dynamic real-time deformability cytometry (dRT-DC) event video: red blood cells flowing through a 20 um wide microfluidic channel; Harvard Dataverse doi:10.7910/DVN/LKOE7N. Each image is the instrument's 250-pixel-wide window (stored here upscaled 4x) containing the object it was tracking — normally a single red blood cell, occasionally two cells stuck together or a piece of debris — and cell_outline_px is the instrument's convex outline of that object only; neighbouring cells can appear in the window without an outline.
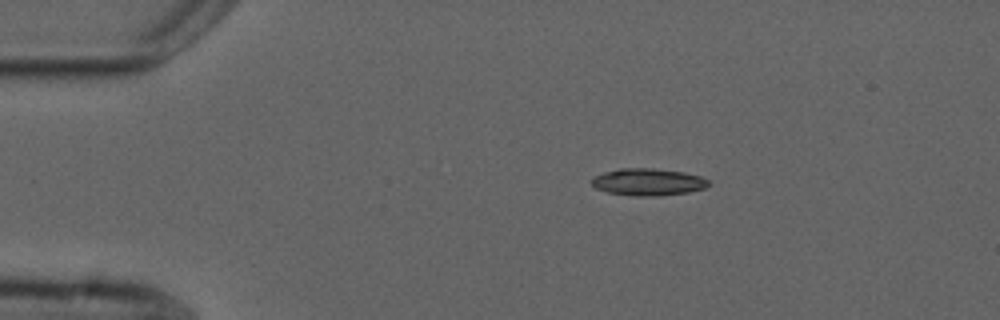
{"species": "common noctule bat (a hibernating species)", "species_latin": "Nyctalus noctula", "temperature_condition": "cold", "stored_images_in_passage": 45, "camera_frame_rate_fps": 3000, "um_per_image_px": 0.085, "animal": {"sex": "male", "forearm_length_mm": 52.5}, "frame": {"image": 1, "passage_image": 1, "time_ms": 0.0, "image_size_px": [1000, 320], "cell_outline_px": [[708, 184], [704, 188], [688, 192], [660, 196], [636, 196], [608, 192], [596, 188], [592, 184], [592, 176], [604, 172], [620, 168], [652, 168], [684, 172], [700, 176], [708, 180]], "centroid_in_image_um": [55.06, 15.46], "position_along_channel_um": 29.9, "area_um2": 18.38}}
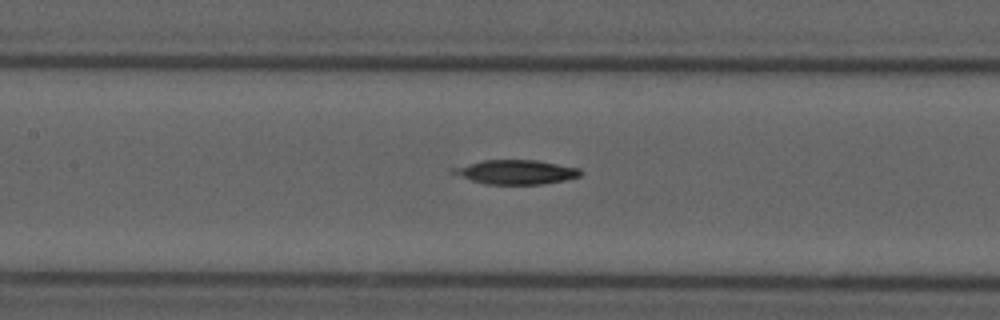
{"frame": {"image": 2, "passage_image": 16, "time_ms": 5.0, "image_size_px": [1000, 320], "cell_outline_px": [[584, 172], [580, 176], [564, 180], [544, 184], [484, 184], [448, 172], [452, 168], [484, 160], [536, 160], [580, 168]], "centroid_in_image_um": [43.88, 14.62], "position_along_channel_um": 163.5, "area_um2": 17.98}}
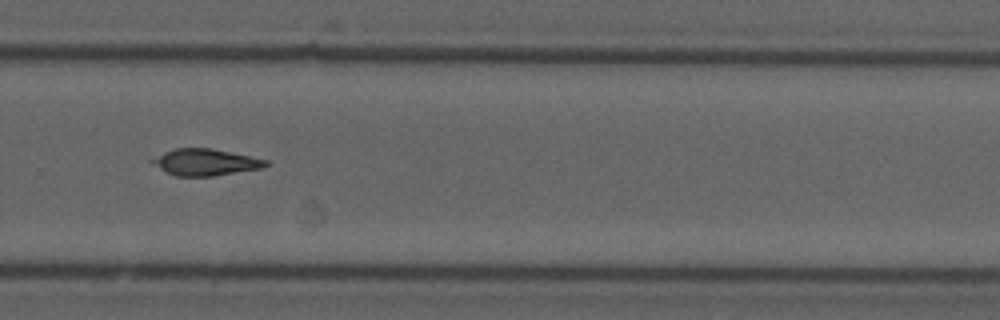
{"frame": {"image": 3, "passage_image": 28, "time_ms": 9.0, "image_size_px": [1000, 320], "cell_outline_px": [[268, 164], [264, 168], [212, 176], [176, 176], [164, 172], [148, 160], [164, 152], [176, 148], [212, 148], [268, 160]], "centroid_in_image_um": [17.44, 13.79], "position_along_channel_um": 312.4, "area_um2": 17.63}}